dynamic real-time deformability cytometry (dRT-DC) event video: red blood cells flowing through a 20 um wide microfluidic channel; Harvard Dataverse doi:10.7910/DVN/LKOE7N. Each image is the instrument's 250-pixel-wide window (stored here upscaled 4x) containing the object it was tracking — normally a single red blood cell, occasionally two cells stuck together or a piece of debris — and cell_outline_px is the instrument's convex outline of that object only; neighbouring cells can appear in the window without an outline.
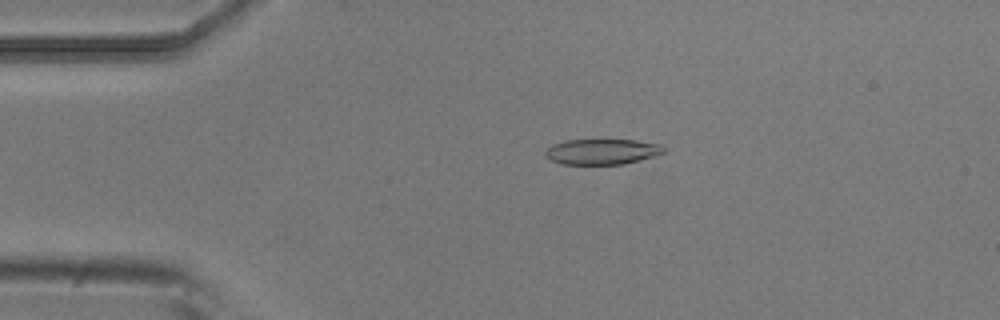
{"species": "common noctule bat (a hibernating species)", "species_latin": "Nyctalus noctula", "temperature_condition": "room temperature", "stored_images_in_passage": 5, "camera_frame_rate_fps": 3000, "um_per_image_px": 0.085, "animal": {"sex": "male", "body_mass_g": 20.5, "forearm_length_mm": 52.5}, "frame": {"image": 1, "passage_image": 3, "time_ms": 0.667, "image_size_px": [1000, 320], "cell_outline_px": [[664, 152], [652, 156], [624, 164], [564, 164], [552, 160], [544, 156], [544, 152], [552, 144], [564, 140], [636, 140], [660, 144], [664, 148]], "centroid_in_image_um": [51.13, 12.88], "position_along_channel_um": 33.9, "area_um2": 17.46}}
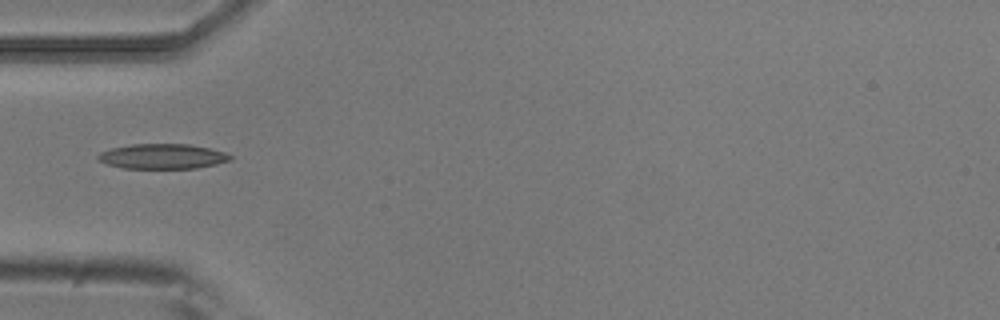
{"frame": {"image": 2, "passage_image": 4, "time_ms": 1.0, "image_size_px": [1000, 320], "cell_outline_px": [[232, 160], [216, 164], [196, 168], [124, 168], [108, 164], [100, 160], [96, 156], [100, 152], [112, 148], [132, 144], [188, 144], [208, 148], [224, 152], [232, 156]], "centroid_in_image_um": [13.83, 13.29], "position_along_channel_um": 71.2, "area_um2": 19.07}}
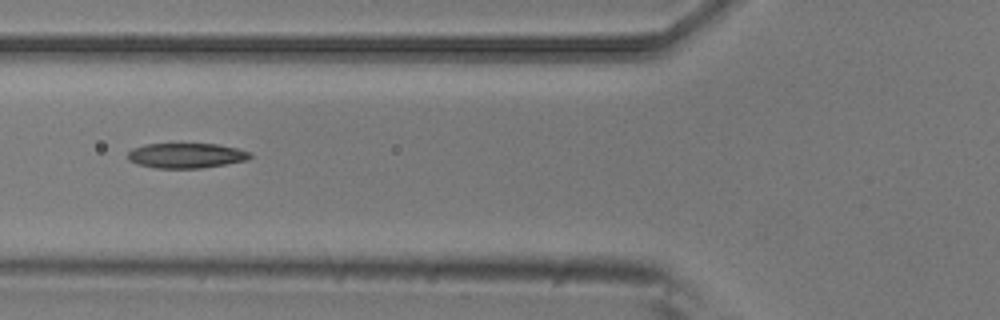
{"frame": {"image": 3, "passage_image": 5, "time_ms": 1.333, "image_size_px": [1000, 320], "cell_outline_px": [[252, 156], [248, 160], [200, 168], [156, 168], [136, 164], [128, 160], [124, 156], [132, 148], [144, 144], [220, 144], [252, 152]], "centroid_in_image_um": [15.79, 13.22], "position_along_channel_um": 110.0, "area_um2": 18.03}}